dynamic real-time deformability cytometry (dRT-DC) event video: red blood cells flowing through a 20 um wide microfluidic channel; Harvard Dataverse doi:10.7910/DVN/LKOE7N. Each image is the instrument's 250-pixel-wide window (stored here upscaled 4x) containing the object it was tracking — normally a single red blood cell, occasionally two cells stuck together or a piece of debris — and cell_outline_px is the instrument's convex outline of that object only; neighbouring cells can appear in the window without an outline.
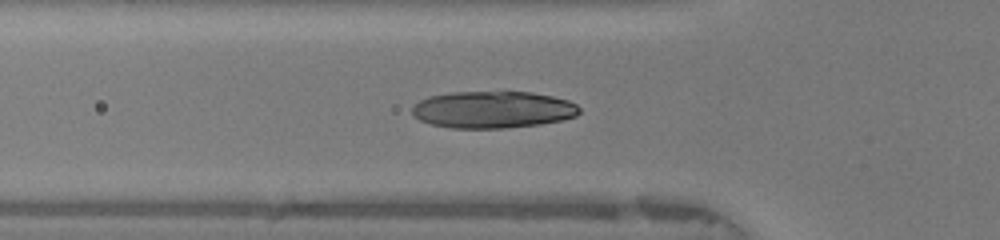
{"species": "human", "species_latin": "Homo sapiens", "temperature_condition": "warm", "stored_images_in_passage": 48, "camera_frame_rate_fps": 3000, "um_per_image_px": 0.085, "donor": {"sex": "female"}, "frame": {"image": 1, "passage_image": 16, "time_ms": 5.0, "image_size_px": [1000, 240], "cell_outline_px": [[580, 112], [576, 116], [560, 120], [540, 124], [504, 128], [452, 128], [432, 124], [420, 120], [412, 116], [412, 108], [420, 100], [428, 96], [452, 92], [532, 92], [552, 96], [568, 100], [576, 104], [580, 108]], "centroid_in_image_um": [41.88, 9.31], "position_along_channel_um": 83.9, "area_um2": 36.01}}
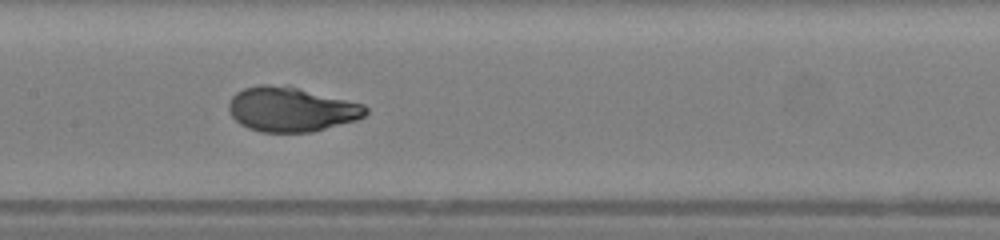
{"frame": {"image": 2, "passage_image": 23, "time_ms": 7.333, "image_size_px": [1000, 240], "cell_outline_px": [[368, 112], [364, 116], [356, 120], [312, 132], [260, 132], [248, 128], [240, 124], [232, 116], [228, 108], [228, 104], [232, 96], [236, 92], [244, 88], [260, 84], [288, 84], [364, 104], [368, 108]], "centroid_in_image_um": [24.76, 9.27], "position_along_channel_um": 182.6, "area_um2": 36.07}}
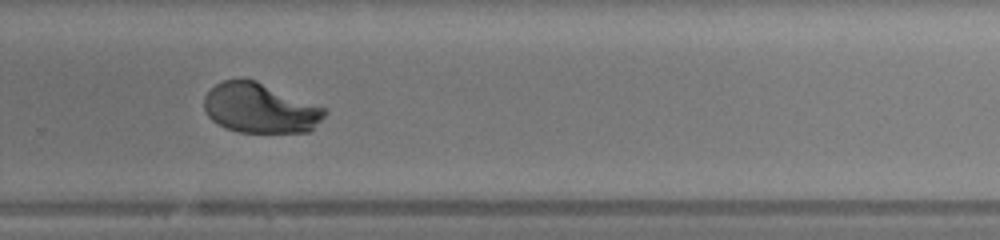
{"frame": {"image": 3, "passage_image": 32, "time_ms": 10.333, "image_size_px": [1000, 240], "cell_outline_px": [[328, 112], [308, 132], [240, 132], [224, 128], [212, 120], [208, 116], [204, 108], [204, 96], [216, 84], [224, 80], [256, 80], [328, 108]], "centroid_in_image_um": [22.12, 9.2], "position_along_channel_um": 307.7, "area_um2": 34.97}, "authors_computed_cell_mechanics": {"area_um2": 35.258, "velocity_mm_per_s": 4.188, "shape_relaxation_time_tau1_ms": 3.0203, "shape_relaxation_time_tau2_ms": null, "deformation_change_tau1": 0.2027, "deformation_change_tau2": null}}